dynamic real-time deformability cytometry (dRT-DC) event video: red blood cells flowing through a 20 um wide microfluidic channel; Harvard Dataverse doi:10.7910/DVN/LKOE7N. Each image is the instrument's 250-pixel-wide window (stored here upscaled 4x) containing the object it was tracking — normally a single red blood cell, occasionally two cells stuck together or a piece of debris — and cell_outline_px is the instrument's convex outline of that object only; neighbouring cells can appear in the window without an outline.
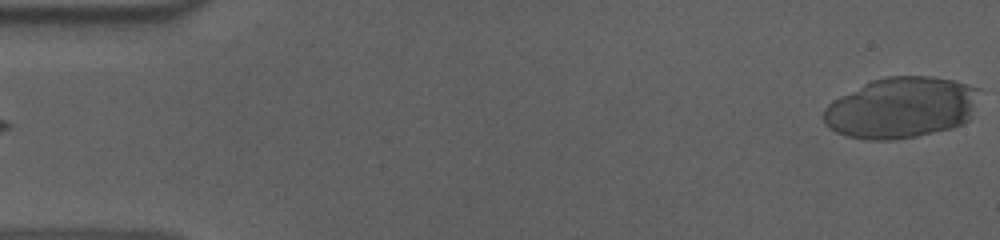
{"species": "human", "species_latin": "Homo sapiens", "temperature_condition": "cold", "stored_images_in_passage": 26, "camera_frame_rate_fps": 3000, "um_per_image_px": 0.085, "donor": {"sex": "male"}, "frame": {"image": 1, "passage_image": 1, "time_ms": 0.0, "image_size_px": [1000, 240], "cell_outline_px": [[980, 88], [968, 120], [952, 128], [916, 136], [888, 140], [868, 140], [848, 136], [836, 132], [828, 128], [824, 124], [824, 108], [828, 104], [840, 96], [872, 80], [888, 76], [932, 76], [952, 80], [968, 84]], "centroid_in_image_um": [76.58, 9.15], "position_along_channel_um": 8.4, "area_um2": 55.08}}
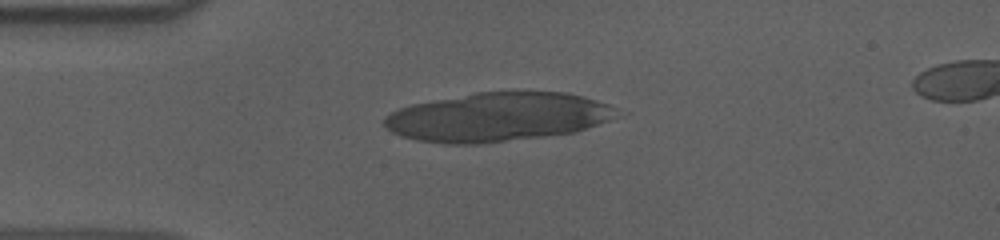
{"frame": {"image": 2, "passage_image": 14, "time_ms": 4.333, "image_size_px": [1000, 240], "cell_outline_px": [[616, 112], [608, 120], [576, 132], [480, 144], [444, 144], [420, 140], [400, 136], [392, 132], [384, 124], [384, 116], [400, 108], [412, 104], [476, 92], [568, 92], [584, 96], [608, 104], [616, 108]], "centroid_in_image_um": [42.27, 9.95], "position_along_channel_um": 42.7, "area_um2": 65.78}}
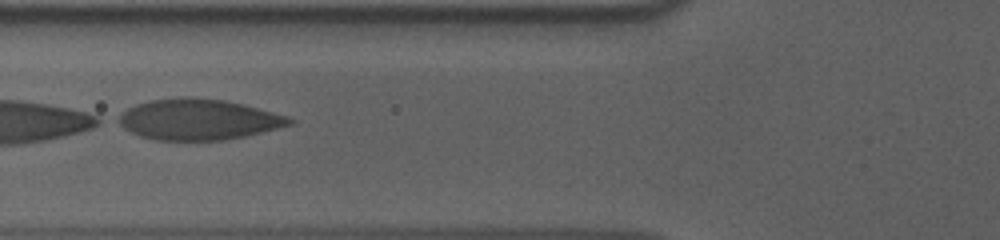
{"frame": {"image": 3, "passage_image": 22, "time_ms": 7.0, "image_size_px": [1000, 240], "cell_outline_px": [[296, 120], [292, 124], [244, 136], [224, 140], [152, 140], [140, 136], [116, 124], [112, 120], [128, 108], [136, 104], [148, 100], [184, 96], [224, 100], [288, 116]], "centroid_in_image_um": [16.77, 10.15], "position_along_channel_um": 109.0, "area_um2": 40.69}}